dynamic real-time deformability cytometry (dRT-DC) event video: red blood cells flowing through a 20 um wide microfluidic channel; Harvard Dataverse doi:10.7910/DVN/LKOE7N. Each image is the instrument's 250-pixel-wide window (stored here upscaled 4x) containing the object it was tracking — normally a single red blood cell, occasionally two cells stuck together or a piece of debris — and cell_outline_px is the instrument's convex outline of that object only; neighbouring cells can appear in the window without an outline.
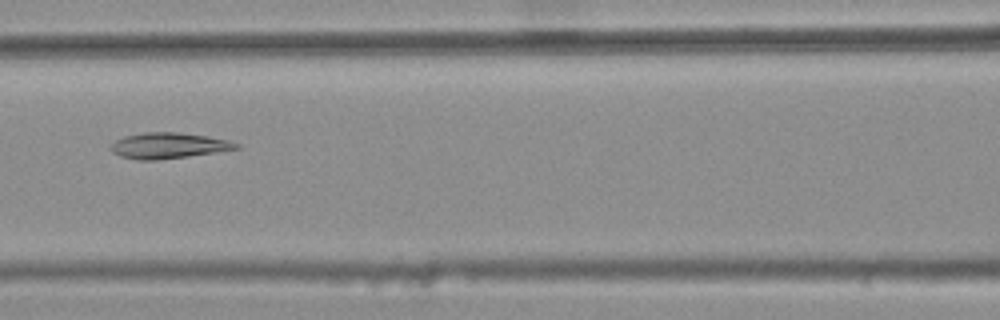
{"species": "common noctule bat (a hibernating species)", "species_latin": "Nyctalus noctula", "temperature_condition": "warm", "stored_images_in_passage": 8, "camera_frame_rate_fps": 3000, "um_per_image_px": 0.085, "animal": {"sex": "female", "body_mass_g": 25.1}, "frame": {"image": 1, "passage_image": 8, "time_ms": 2.333, "image_size_px": [1000, 320], "cell_outline_px": [[240, 148], [188, 156], [156, 160], [136, 160], [120, 156], [112, 152], [108, 148], [116, 140], [124, 136], [144, 132], [176, 132], [208, 136], [228, 140], [240, 144]], "centroid_in_image_um": [14.28, 12.37], "position_along_channel_um": 152.3, "area_um2": 18.84}}